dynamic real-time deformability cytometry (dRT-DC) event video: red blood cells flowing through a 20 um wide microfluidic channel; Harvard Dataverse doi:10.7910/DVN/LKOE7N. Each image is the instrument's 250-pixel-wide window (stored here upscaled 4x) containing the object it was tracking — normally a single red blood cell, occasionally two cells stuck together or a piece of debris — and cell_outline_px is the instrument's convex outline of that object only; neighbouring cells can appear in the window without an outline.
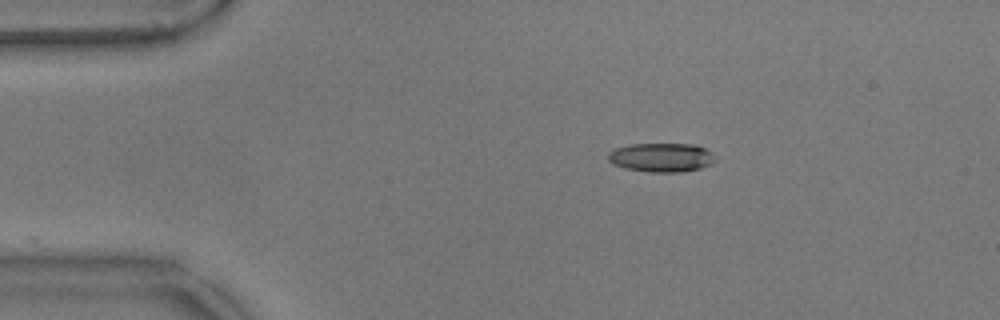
{"species": "common noctule bat (a hibernating species)", "species_latin": "Nyctalus noctula", "temperature_condition": "warm", "stored_images_in_passage": 18, "camera_frame_rate_fps": 3000, "um_per_image_px": 0.085, "animal": {"sex": "male", "body_mass_g": 17.9}, "frame": {"image": 1, "passage_image": 1, "time_ms": 0.0, "image_size_px": [1000, 320], "cell_outline_px": [[716, 160], [712, 164], [700, 168], [680, 172], [648, 172], [624, 168], [612, 164], [608, 160], [608, 152], [616, 148], [632, 144], [696, 144], [712, 152], [716, 156]], "centroid_in_image_um": [56.24, 13.38], "position_along_channel_um": 28.8, "area_um2": 18.26}}
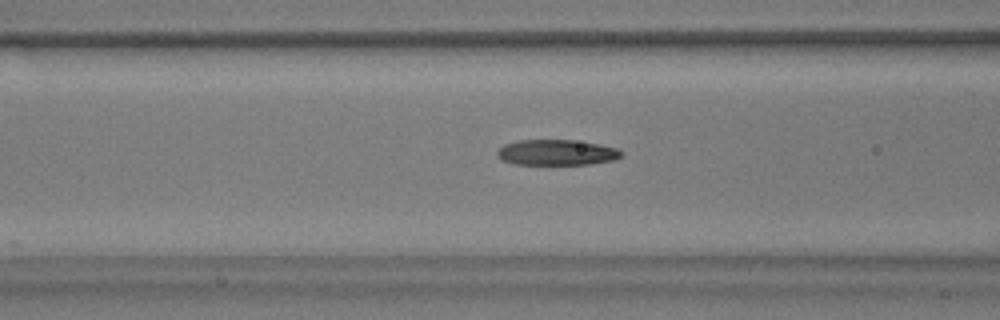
{"frame": {"image": 2, "passage_image": 13, "time_ms": 4.0, "image_size_px": [1000, 320], "cell_outline_px": [[624, 152], [620, 156], [612, 160], [588, 164], [512, 164], [500, 160], [496, 156], [496, 152], [504, 144], [520, 140], [572, 140], [596, 144], [616, 148]], "centroid_in_image_um": [47.24, 12.96], "position_along_channel_um": 119.4, "area_um2": 18.38}}
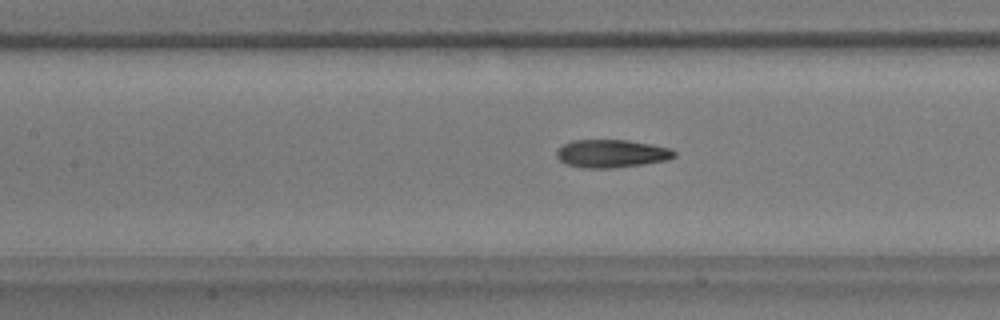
{"frame": {"image": 3, "passage_image": 16, "time_ms": 5.0, "image_size_px": [1000, 320], "cell_outline_px": [[676, 156], [668, 160], [644, 164], [612, 168], [580, 168], [564, 164], [556, 156], [556, 152], [564, 144], [572, 140], [628, 140], [652, 144], [672, 148], [676, 152]], "centroid_in_image_um": [52.0, 13.06], "position_along_channel_um": 155.4, "area_um2": 19.42}}